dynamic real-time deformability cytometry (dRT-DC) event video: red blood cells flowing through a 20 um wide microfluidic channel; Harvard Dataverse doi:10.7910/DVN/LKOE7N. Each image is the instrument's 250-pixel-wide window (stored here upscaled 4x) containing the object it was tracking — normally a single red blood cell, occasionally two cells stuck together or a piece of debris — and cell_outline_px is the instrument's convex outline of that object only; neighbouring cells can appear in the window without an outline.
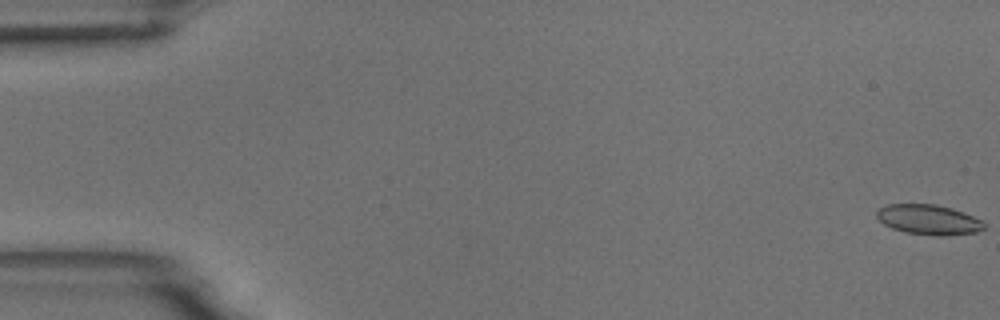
{"species": "common noctule bat (a hibernating species)", "species_latin": "Nyctalus noctula", "temperature_condition": "room temperature", "stored_images_in_passage": 55, "camera_frame_rate_fps": 3000, "um_per_image_px": 0.085, "animal": {"sex": "male", "body_mass_g": 18.8}, "frame": {"image": 1, "passage_image": 1, "time_ms": 0.0, "image_size_px": [1000, 320], "cell_outline_px": [[984, 228], [976, 232], [940, 236], [936, 236], [904, 232], [892, 228], [884, 224], [876, 216], [876, 212], [880, 208], [888, 204], [936, 204], [952, 208], [964, 212], [980, 220], [984, 224]], "centroid_in_image_um": [78.91, 18.66], "position_along_channel_um": 6.1, "area_um2": 18.67}}
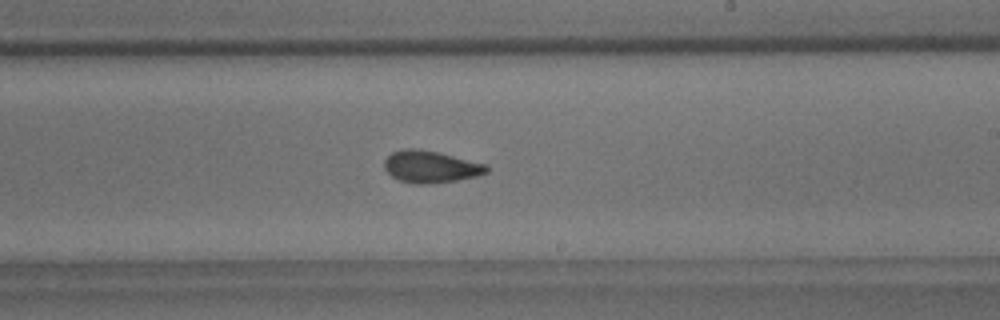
{"frame": {"image": 2, "passage_image": 33, "time_ms": 10.667, "image_size_px": [1000, 320], "cell_outline_px": [[488, 172], [476, 176], [456, 180], [428, 184], [412, 184], [400, 180], [392, 176], [384, 168], [384, 160], [392, 152], [404, 148], [416, 148], [436, 152], [484, 164], [488, 168]], "centroid_in_image_um": [36.55, 14.18], "position_along_channel_um": 252.5, "area_um2": 18.79}}
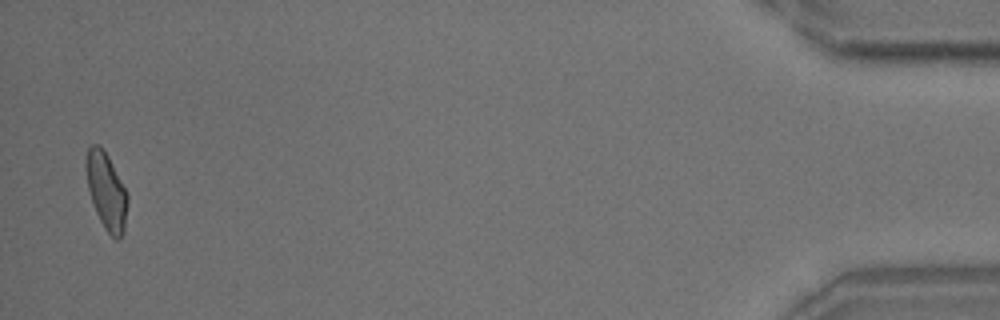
{"frame": {"image": 3, "passage_image": 54, "time_ms": 17.667, "image_size_px": [1000, 320], "cell_outline_px": [[128, 204], [124, 232], [120, 240], [116, 240], [104, 228], [96, 212], [88, 188], [84, 164], [84, 160], [88, 148], [92, 144], [100, 144], [108, 156], [128, 192]], "centroid_in_image_um": [9.05, 16.23], "position_along_channel_um": 426.2, "area_um2": 18.9}, "authors_computed_cell_mechanics": {"area_um2": 18.785, "velocity_mm_per_s": 3.7369, "shape_relaxation_time_tau1_ms": null, "shape_relaxation_time_tau2_ms": 2.1776, "deformation_change_tau1": null, "deformation_change_tau2": 0.0793}}